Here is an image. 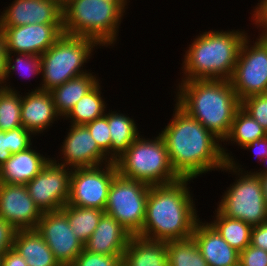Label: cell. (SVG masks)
I'll use <instances>...</instances> for the list:
<instances>
[{
    "instance_id": "1",
    "label": "cell",
    "mask_w": 267,
    "mask_h": 266,
    "mask_svg": "<svg viewBox=\"0 0 267 266\" xmlns=\"http://www.w3.org/2000/svg\"><path fill=\"white\" fill-rule=\"evenodd\" d=\"M174 106L171 121L159 133L166 143L173 170L187 179L222 170L235 156L200 122L176 103Z\"/></svg>"
},
{
    "instance_id": "2",
    "label": "cell",
    "mask_w": 267,
    "mask_h": 266,
    "mask_svg": "<svg viewBox=\"0 0 267 266\" xmlns=\"http://www.w3.org/2000/svg\"><path fill=\"white\" fill-rule=\"evenodd\" d=\"M190 181L194 182L180 178L169 184L150 186L145 219L138 236L165 242L192 236L200 217L188 186Z\"/></svg>"
},
{
    "instance_id": "3",
    "label": "cell",
    "mask_w": 267,
    "mask_h": 266,
    "mask_svg": "<svg viewBox=\"0 0 267 266\" xmlns=\"http://www.w3.org/2000/svg\"><path fill=\"white\" fill-rule=\"evenodd\" d=\"M174 101L222 142L241 106L230 80H181Z\"/></svg>"
},
{
    "instance_id": "4",
    "label": "cell",
    "mask_w": 267,
    "mask_h": 266,
    "mask_svg": "<svg viewBox=\"0 0 267 266\" xmlns=\"http://www.w3.org/2000/svg\"><path fill=\"white\" fill-rule=\"evenodd\" d=\"M245 30H209L199 33L187 46L181 80H230Z\"/></svg>"
},
{
    "instance_id": "5",
    "label": "cell",
    "mask_w": 267,
    "mask_h": 266,
    "mask_svg": "<svg viewBox=\"0 0 267 266\" xmlns=\"http://www.w3.org/2000/svg\"><path fill=\"white\" fill-rule=\"evenodd\" d=\"M129 0H70L63 7V33L115 46ZM125 14V15H124Z\"/></svg>"
},
{
    "instance_id": "6",
    "label": "cell",
    "mask_w": 267,
    "mask_h": 266,
    "mask_svg": "<svg viewBox=\"0 0 267 266\" xmlns=\"http://www.w3.org/2000/svg\"><path fill=\"white\" fill-rule=\"evenodd\" d=\"M114 163L118 175L150 186L180 179L173 170L166 143L159 133L153 139L140 135Z\"/></svg>"
},
{
    "instance_id": "7",
    "label": "cell",
    "mask_w": 267,
    "mask_h": 266,
    "mask_svg": "<svg viewBox=\"0 0 267 266\" xmlns=\"http://www.w3.org/2000/svg\"><path fill=\"white\" fill-rule=\"evenodd\" d=\"M97 47V48H96ZM102 48L91 38L64 34L41 57V84L33 91H51L75 77L89 73L84 68L94 49Z\"/></svg>"
},
{
    "instance_id": "8",
    "label": "cell",
    "mask_w": 267,
    "mask_h": 266,
    "mask_svg": "<svg viewBox=\"0 0 267 266\" xmlns=\"http://www.w3.org/2000/svg\"><path fill=\"white\" fill-rule=\"evenodd\" d=\"M222 171L235 175L236 179L224 191L217 209L228 218L239 219L252 226L267 222V204L260 177L242 168L234 157Z\"/></svg>"
},
{
    "instance_id": "9",
    "label": "cell",
    "mask_w": 267,
    "mask_h": 266,
    "mask_svg": "<svg viewBox=\"0 0 267 266\" xmlns=\"http://www.w3.org/2000/svg\"><path fill=\"white\" fill-rule=\"evenodd\" d=\"M150 185L116 175L110 186L105 213L115 218L129 233L143 227Z\"/></svg>"
},
{
    "instance_id": "10",
    "label": "cell",
    "mask_w": 267,
    "mask_h": 266,
    "mask_svg": "<svg viewBox=\"0 0 267 266\" xmlns=\"http://www.w3.org/2000/svg\"><path fill=\"white\" fill-rule=\"evenodd\" d=\"M250 37L247 34L241 44L230 79L240 102L247 97L267 93V40L258 35L254 42Z\"/></svg>"
},
{
    "instance_id": "11",
    "label": "cell",
    "mask_w": 267,
    "mask_h": 266,
    "mask_svg": "<svg viewBox=\"0 0 267 266\" xmlns=\"http://www.w3.org/2000/svg\"><path fill=\"white\" fill-rule=\"evenodd\" d=\"M116 175L114 162L96 167L73 168L67 204L105 210L108 192Z\"/></svg>"
},
{
    "instance_id": "12",
    "label": "cell",
    "mask_w": 267,
    "mask_h": 266,
    "mask_svg": "<svg viewBox=\"0 0 267 266\" xmlns=\"http://www.w3.org/2000/svg\"><path fill=\"white\" fill-rule=\"evenodd\" d=\"M72 168L52 159L26 184L30 197L42 212L59 211L67 204Z\"/></svg>"
},
{
    "instance_id": "13",
    "label": "cell",
    "mask_w": 267,
    "mask_h": 266,
    "mask_svg": "<svg viewBox=\"0 0 267 266\" xmlns=\"http://www.w3.org/2000/svg\"><path fill=\"white\" fill-rule=\"evenodd\" d=\"M36 230L61 266H70L84 249V244L73 233L67 216L61 210L43 212Z\"/></svg>"
},
{
    "instance_id": "14",
    "label": "cell",
    "mask_w": 267,
    "mask_h": 266,
    "mask_svg": "<svg viewBox=\"0 0 267 266\" xmlns=\"http://www.w3.org/2000/svg\"><path fill=\"white\" fill-rule=\"evenodd\" d=\"M60 146V159H51L57 164L70 168L96 167L112 162L99 148L85 125L69 126ZM60 160V161H59Z\"/></svg>"
},
{
    "instance_id": "15",
    "label": "cell",
    "mask_w": 267,
    "mask_h": 266,
    "mask_svg": "<svg viewBox=\"0 0 267 266\" xmlns=\"http://www.w3.org/2000/svg\"><path fill=\"white\" fill-rule=\"evenodd\" d=\"M0 32L6 53L41 56L63 35V24H27L0 28Z\"/></svg>"
},
{
    "instance_id": "16",
    "label": "cell",
    "mask_w": 267,
    "mask_h": 266,
    "mask_svg": "<svg viewBox=\"0 0 267 266\" xmlns=\"http://www.w3.org/2000/svg\"><path fill=\"white\" fill-rule=\"evenodd\" d=\"M42 214L25 184L0 183V217L17 230L36 229Z\"/></svg>"
},
{
    "instance_id": "17",
    "label": "cell",
    "mask_w": 267,
    "mask_h": 266,
    "mask_svg": "<svg viewBox=\"0 0 267 266\" xmlns=\"http://www.w3.org/2000/svg\"><path fill=\"white\" fill-rule=\"evenodd\" d=\"M0 14V28L63 24V8L52 0H13Z\"/></svg>"
},
{
    "instance_id": "18",
    "label": "cell",
    "mask_w": 267,
    "mask_h": 266,
    "mask_svg": "<svg viewBox=\"0 0 267 266\" xmlns=\"http://www.w3.org/2000/svg\"><path fill=\"white\" fill-rule=\"evenodd\" d=\"M28 91L22 95L21 122L26 130L39 136L45 134L43 132H47L54 121L62 118L56 112L50 91Z\"/></svg>"
},
{
    "instance_id": "19",
    "label": "cell",
    "mask_w": 267,
    "mask_h": 266,
    "mask_svg": "<svg viewBox=\"0 0 267 266\" xmlns=\"http://www.w3.org/2000/svg\"><path fill=\"white\" fill-rule=\"evenodd\" d=\"M191 237L208 266H239L240 252L231 247L209 222L199 219Z\"/></svg>"
},
{
    "instance_id": "20",
    "label": "cell",
    "mask_w": 267,
    "mask_h": 266,
    "mask_svg": "<svg viewBox=\"0 0 267 266\" xmlns=\"http://www.w3.org/2000/svg\"><path fill=\"white\" fill-rule=\"evenodd\" d=\"M132 234L115 218L104 213L84 249L96 254L122 256Z\"/></svg>"
},
{
    "instance_id": "21",
    "label": "cell",
    "mask_w": 267,
    "mask_h": 266,
    "mask_svg": "<svg viewBox=\"0 0 267 266\" xmlns=\"http://www.w3.org/2000/svg\"><path fill=\"white\" fill-rule=\"evenodd\" d=\"M33 148L35 146L11 155L0 167V183L26 185L44 168L51 157Z\"/></svg>"
},
{
    "instance_id": "22",
    "label": "cell",
    "mask_w": 267,
    "mask_h": 266,
    "mask_svg": "<svg viewBox=\"0 0 267 266\" xmlns=\"http://www.w3.org/2000/svg\"><path fill=\"white\" fill-rule=\"evenodd\" d=\"M121 266H169L166 242L132 235L122 254Z\"/></svg>"
},
{
    "instance_id": "23",
    "label": "cell",
    "mask_w": 267,
    "mask_h": 266,
    "mask_svg": "<svg viewBox=\"0 0 267 266\" xmlns=\"http://www.w3.org/2000/svg\"><path fill=\"white\" fill-rule=\"evenodd\" d=\"M13 248L28 266H61L36 229L17 230Z\"/></svg>"
},
{
    "instance_id": "24",
    "label": "cell",
    "mask_w": 267,
    "mask_h": 266,
    "mask_svg": "<svg viewBox=\"0 0 267 266\" xmlns=\"http://www.w3.org/2000/svg\"><path fill=\"white\" fill-rule=\"evenodd\" d=\"M93 73L90 71L87 74L70 79L50 91L56 112L62 119L100 81L99 77L97 78L96 74L93 75Z\"/></svg>"
},
{
    "instance_id": "25",
    "label": "cell",
    "mask_w": 267,
    "mask_h": 266,
    "mask_svg": "<svg viewBox=\"0 0 267 266\" xmlns=\"http://www.w3.org/2000/svg\"><path fill=\"white\" fill-rule=\"evenodd\" d=\"M133 117L120 113V111H108V126L110 129L111 146L110 160H117L127 148L141 135Z\"/></svg>"
},
{
    "instance_id": "26",
    "label": "cell",
    "mask_w": 267,
    "mask_h": 266,
    "mask_svg": "<svg viewBox=\"0 0 267 266\" xmlns=\"http://www.w3.org/2000/svg\"><path fill=\"white\" fill-rule=\"evenodd\" d=\"M101 83L98 82L72 108L63 120H70V124L85 125L105 115L107 104L101 95Z\"/></svg>"
},
{
    "instance_id": "27",
    "label": "cell",
    "mask_w": 267,
    "mask_h": 266,
    "mask_svg": "<svg viewBox=\"0 0 267 266\" xmlns=\"http://www.w3.org/2000/svg\"><path fill=\"white\" fill-rule=\"evenodd\" d=\"M209 223L218 231L221 237L238 252L250 245L253 226L239 219L228 218L218 209Z\"/></svg>"
},
{
    "instance_id": "28",
    "label": "cell",
    "mask_w": 267,
    "mask_h": 266,
    "mask_svg": "<svg viewBox=\"0 0 267 266\" xmlns=\"http://www.w3.org/2000/svg\"><path fill=\"white\" fill-rule=\"evenodd\" d=\"M265 136H267L265 129L240 106L234 115L230 132L222 143L227 145V142L228 144L231 142L230 144L241 149L255 139Z\"/></svg>"
},
{
    "instance_id": "29",
    "label": "cell",
    "mask_w": 267,
    "mask_h": 266,
    "mask_svg": "<svg viewBox=\"0 0 267 266\" xmlns=\"http://www.w3.org/2000/svg\"><path fill=\"white\" fill-rule=\"evenodd\" d=\"M61 211L67 216L71 229L84 244L95 231L104 210L64 205Z\"/></svg>"
},
{
    "instance_id": "30",
    "label": "cell",
    "mask_w": 267,
    "mask_h": 266,
    "mask_svg": "<svg viewBox=\"0 0 267 266\" xmlns=\"http://www.w3.org/2000/svg\"><path fill=\"white\" fill-rule=\"evenodd\" d=\"M169 266H208L192 237L166 241Z\"/></svg>"
},
{
    "instance_id": "31",
    "label": "cell",
    "mask_w": 267,
    "mask_h": 266,
    "mask_svg": "<svg viewBox=\"0 0 267 266\" xmlns=\"http://www.w3.org/2000/svg\"><path fill=\"white\" fill-rule=\"evenodd\" d=\"M13 72L20 74L22 79L23 77L25 78V76H28V75L33 76V77L40 76L41 75V57L39 55L25 54V53H7L6 54V76H5V84L3 88L7 90H12V91H18L15 89V87H12L10 86V84H8L10 83L9 81L10 76L13 74H16Z\"/></svg>"
},
{
    "instance_id": "32",
    "label": "cell",
    "mask_w": 267,
    "mask_h": 266,
    "mask_svg": "<svg viewBox=\"0 0 267 266\" xmlns=\"http://www.w3.org/2000/svg\"><path fill=\"white\" fill-rule=\"evenodd\" d=\"M21 91L0 88V131H9L23 126L21 122Z\"/></svg>"
},
{
    "instance_id": "33",
    "label": "cell",
    "mask_w": 267,
    "mask_h": 266,
    "mask_svg": "<svg viewBox=\"0 0 267 266\" xmlns=\"http://www.w3.org/2000/svg\"><path fill=\"white\" fill-rule=\"evenodd\" d=\"M91 136L98 144L99 148L110 159V146L112 144L110 129L108 126V112L104 116L85 124Z\"/></svg>"
},
{
    "instance_id": "34",
    "label": "cell",
    "mask_w": 267,
    "mask_h": 266,
    "mask_svg": "<svg viewBox=\"0 0 267 266\" xmlns=\"http://www.w3.org/2000/svg\"><path fill=\"white\" fill-rule=\"evenodd\" d=\"M241 107L267 132V93L245 98Z\"/></svg>"
},
{
    "instance_id": "35",
    "label": "cell",
    "mask_w": 267,
    "mask_h": 266,
    "mask_svg": "<svg viewBox=\"0 0 267 266\" xmlns=\"http://www.w3.org/2000/svg\"><path fill=\"white\" fill-rule=\"evenodd\" d=\"M121 257L96 254L83 249L70 266H121Z\"/></svg>"
},
{
    "instance_id": "36",
    "label": "cell",
    "mask_w": 267,
    "mask_h": 266,
    "mask_svg": "<svg viewBox=\"0 0 267 266\" xmlns=\"http://www.w3.org/2000/svg\"><path fill=\"white\" fill-rule=\"evenodd\" d=\"M31 131L26 130L23 126L7 131V148L14 154L26 150L32 146L33 136Z\"/></svg>"
},
{
    "instance_id": "37",
    "label": "cell",
    "mask_w": 267,
    "mask_h": 266,
    "mask_svg": "<svg viewBox=\"0 0 267 266\" xmlns=\"http://www.w3.org/2000/svg\"><path fill=\"white\" fill-rule=\"evenodd\" d=\"M239 266H267V251L247 246L239 255Z\"/></svg>"
},
{
    "instance_id": "38",
    "label": "cell",
    "mask_w": 267,
    "mask_h": 266,
    "mask_svg": "<svg viewBox=\"0 0 267 266\" xmlns=\"http://www.w3.org/2000/svg\"><path fill=\"white\" fill-rule=\"evenodd\" d=\"M241 149L244 150H253L254 156H256L257 160H259L261 163V166L264 165V168H260L259 170H256V172L250 170L249 172H252L255 176H263L267 174V136L264 138L255 139L253 142L245 145ZM259 171V172H258Z\"/></svg>"
},
{
    "instance_id": "39",
    "label": "cell",
    "mask_w": 267,
    "mask_h": 266,
    "mask_svg": "<svg viewBox=\"0 0 267 266\" xmlns=\"http://www.w3.org/2000/svg\"><path fill=\"white\" fill-rule=\"evenodd\" d=\"M253 11L250 16L252 24H255V27L260 31L258 34L259 37L265 38L267 36V0H260L257 3V6L252 7Z\"/></svg>"
},
{
    "instance_id": "40",
    "label": "cell",
    "mask_w": 267,
    "mask_h": 266,
    "mask_svg": "<svg viewBox=\"0 0 267 266\" xmlns=\"http://www.w3.org/2000/svg\"><path fill=\"white\" fill-rule=\"evenodd\" d=\"M17 229L4 218L0 217V253H5L14 247Z\"/></svg>"
},
{
    "instance_id": "41",
    "label": "cell",
    "mask_w": 267,
    "mask_h": 266,
    "mask_svg": "<svg viewBox=\"0 0 267 266\" xmlns=\"http://www.w3.org/2000/svg\"><path fill=\"white\" fill-rule=\"evenodd\" d=\"M250 245L267 251V222L253 226Z\"/></svg>"
},
{
    "instance_id": "42",
    "label": "cell",
    "mask_w": 267,
    "mask_h": 266,
    "mask_svg": "<svg viewBox=\"0 0 267 266\" xmlns=\"http://www.w3.org/2000/svg\"><path fill=\"white\" fill-rule=\"evenodd\" d=\"M2 266H28L26 260L14 248L9 249L3 255Z\"/></svg>"
},
{
    "instance_id": "43",
    "label": "cell",
    "mask_w": 267,
    "mask_h": 266,
    "mask_svg": "<svg viewBox=\"0 0 267 266\" xmlns=\"http://www.w3.org/2000/svg\"><path fill=\"white\" fill-rule=\"evenodd\" d=\"M6 51L4 46V39L2 33L0 32V88L5 84L6 76Z\"/></svg>"
},
{
    "instance_id": "44",
    "label": "cell",
    "mask_w": 267,
    "mask_h": 266,
    "mask_svg": "<svg viewBox=\"0 0 267 266\" xmlns=\"http://www.w3.org/2000/svg\"><path fill=\"white\" fill-rule=\"evenodd\" d=\"M7 148V131H0V167L11 157Z\"/></svg>"
},
{
    "instance_id": "45",
    "label": "cell",
    "mask_w": 267,
    "mask_h": 266,
    "mask_svg": "<svg viewBox=\"0 0 267 266\" xmlns=\"http://www.w3.org/2000/svg\"><path fill=\"white\" fill-rule=\"evenodd\" d=\"M260 180L262 182L264 197H265L266 204H267V174L260 176Z\"/></svg>"
},
{
    "instance_id": "46",
    "label": "cell",
    "mask_w": 267,
    "mask_h": 266,
    "mask_svg": "<svg viewBox=\"0 0 267 266\" xmlns=\"http://www.w3.org/2000/svg\"><path fill=\"white\" fill-rule=\"evenodd\" d=\"M57 2L62 8L70 1V0H52Z\"/></svg>"
},
{
    "instance_id": "47",
    "label": "cell",
    "mask_w": 267,
    "mask_h": 266,
    "mask_svg": "<svg viewBox=\"0 0 267 266\" xmlns=\"http://www.w3.org/2000/svg\"><path fill=\"white\" fill-rule=\"evenodd\" d=\"M3 255L4 253H0V266L3 265Z\"/></svg>"
}]
</instances>
